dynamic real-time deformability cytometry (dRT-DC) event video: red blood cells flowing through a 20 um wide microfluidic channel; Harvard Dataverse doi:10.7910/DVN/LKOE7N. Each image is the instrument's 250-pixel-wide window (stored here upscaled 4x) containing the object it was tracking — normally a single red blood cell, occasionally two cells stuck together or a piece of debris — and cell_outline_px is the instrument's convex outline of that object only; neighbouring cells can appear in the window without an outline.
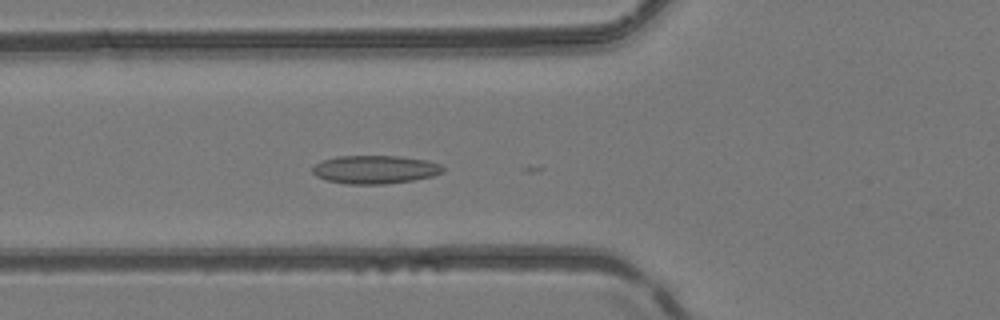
{"species": "common noctule bat (a hibernating species)", "species_latin": "Nyctalus noctula", "temperature_condition": "room temperature", "stored_images_in_passage": 24, "camera_frame_rate_fps": 3000, "um_per_image_px": 0.085, "animal": {"sex": "female", "body_mass_g": 24.6, "forearm_length_mm": 56.2}, "frame": {"image": 1, "passage_image": 20, "time_ms": 6.333, "image_size_px": [1000, 320], "cell_outline_px": [[444, 172], [432, 176], [412, 180], [384, 184], [348, 184], [328, 180], [316, 176], [312, 172], [312, 168], [316, 164], [324, 160], [336, 156], [400, 156], [428, 160], [440, 164], [444, 168]], "centroid_in_image_um": [31.9, 14.4], "position_along_channel_um": 93.9, "area_um2": 21.44}}
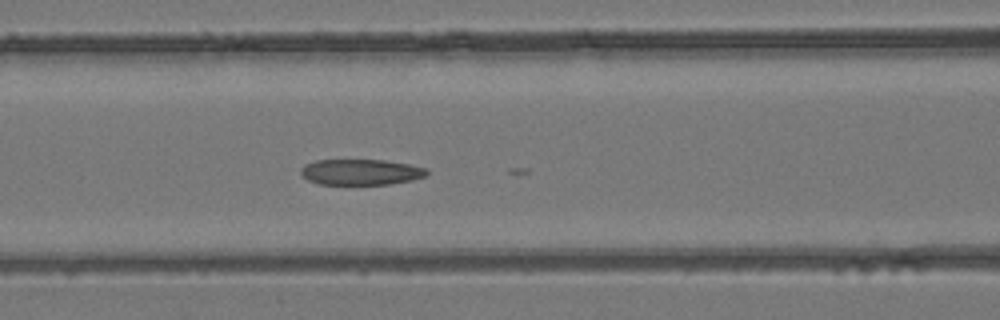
{"frame": {"image": 2, "passage_image": 23, "time_ms": 7.333, "image_size_px": [1000, 320], "cell_outline_px": [[428, 172], [424, 176], [412, 180], [388, 184], [320, 184], [308, 180], [300, 172], [300, 168], [304, 164], [316, 160], [384, 160], [408, 164], [428, 168]], "centroid_in_image_um": [30.66, 14.62], "position_along_channel_um": 135.9, "area_um2": 18.84}}